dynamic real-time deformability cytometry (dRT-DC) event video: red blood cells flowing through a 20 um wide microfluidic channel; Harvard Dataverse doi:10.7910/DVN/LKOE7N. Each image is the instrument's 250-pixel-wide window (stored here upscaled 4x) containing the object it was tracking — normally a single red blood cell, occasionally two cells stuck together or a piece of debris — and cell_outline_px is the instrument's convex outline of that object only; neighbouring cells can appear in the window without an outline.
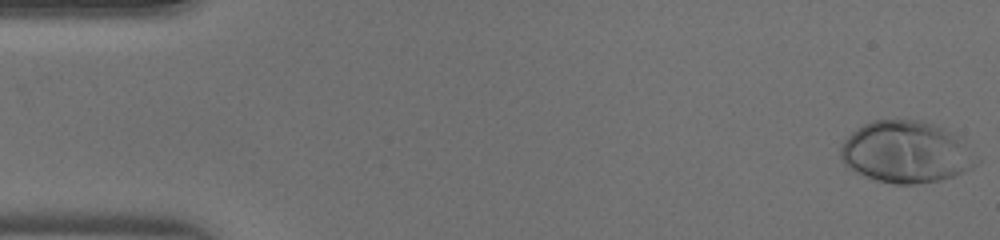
{"species": "human", "species_latin": "Homo sapiens", "temperature_condition": "warm", "stored_images_in_passage": 46, "camera_frame_rate_fps": 3000, "um_per_image_px": 0.085, "donor": {"sex": "male"}, "frame": {"image": 1, "passage_image": 1, "time_ms": 0.0, "image_size_px": [1000, 240], "cell_outline_px": [[980, 160], [972, 168], [952, 176], [940, 180], [912, 184], [896, 184], [876, 180], [864, 176], [848, 168], [844, 164], [840, 156], [840, 148], [844, 140], [856, 128], [872, 120], [924, 120], [944, 128], [952, 132]], "centroid_in_image_um": [76.98, 12.92], "position_along_channel_um": 8.0, "area_um2": 48.73}}
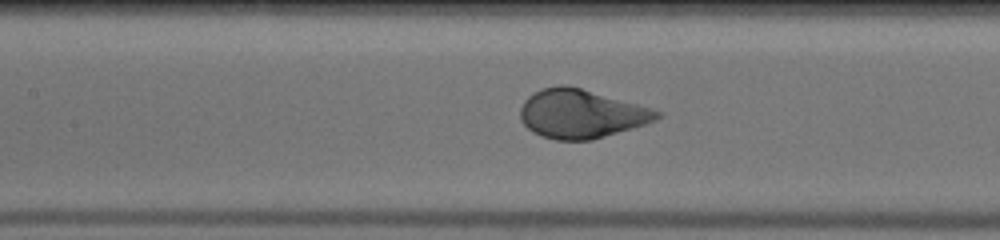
{"frame": {"image": 2, "passage_image": 21, "time_ms": 6.667, "image_size_px": [1000, 240], "cell_outline_px": [[664, 116], [656, 120], [644, 124], [592, 140], [556, 140], [532, 132], [520, 120], [520, 108], [524, 100], [528, 96], [544, 88], [560, 84], [568, 84], [652, 108], [664, 112]], "centroid_in_image_um": [49.41, 9.66], "position_along_channel_um": 158.0, "area_um2": 38.84}}
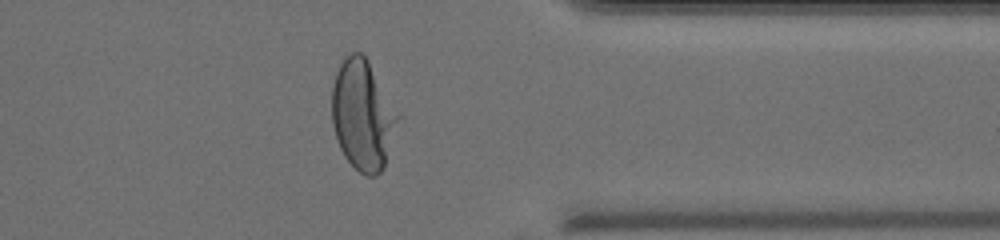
{"frame": {"image": 3, "passage_image": 37, "time_ms": 12.0, "image_size_px": [1000, 240], "cell_outline_px": [[400, 116], [384, 168], [376, 176], [368, 176], [360, 172], [344, 156], [336, 140], [332, 124], [332, 84], [336, 72], [344, 56], [352, 52], [364, 52]], "centroid_in_image_um": [30.82, 9.75], "position_along_channel_um": 380.6, "area_um2": 42.48}}